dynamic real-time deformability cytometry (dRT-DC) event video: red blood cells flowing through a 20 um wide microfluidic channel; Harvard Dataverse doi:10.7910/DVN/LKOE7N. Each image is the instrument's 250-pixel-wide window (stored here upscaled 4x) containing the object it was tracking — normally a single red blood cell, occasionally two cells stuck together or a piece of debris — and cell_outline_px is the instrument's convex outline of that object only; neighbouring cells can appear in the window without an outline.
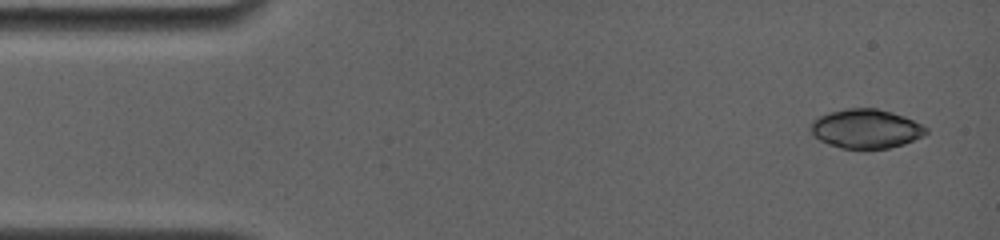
{"species": "common noctule bat (a hibernating species)", "species_latin": "Nyctalus noctula", "temperature_condition": "room temperature", "stored_images_in_passage": 5, "camera_frame_rate_fps": 4000, "um_per_image_px": 0.085, "animal": {"sex": "female", "body_mass_g": 19.0, "forearm_length_mm": 56.7}, "frame": {"image": 1, "passage_image": 1, "time_ms": 0.0, "image_size_px": [1000, 240], "cell_outline_px": [[928, 132], [924, 136], [904, 144], [888, 148], [840, 148], [828, 144], [820, 140], [812, 132], [808, 124], [812, 120], [828, 112], [848, 108], [876, 108], [892, 112], [904, 116], [928, 128]], "centroid_in_image_um": [73.6, 10.93], "position_along_channel_um": 11.4, "area_um2": 26.3}}
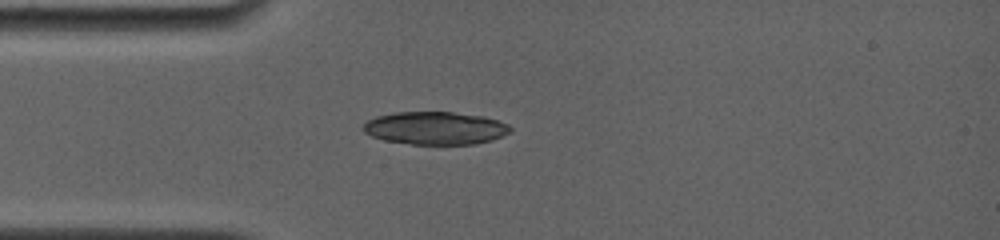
{"frame": {"image": 2, "passage_image": 5, "time_ms": 3.5, "image_size_px": [1000, 240], "cell_outline_px": [[512, 128], [508, 132], [492, 140], [476, 144], [412, 144], [384, 140], [372, 136], [364, 132], [360, 128], [368, 120], [376, 116], [396, 112], [452, 112], [484, 116], [508, 124]], "centroid_in_image_um": [36.97, 10.89], "position_along_channel_um": 48.0, "area_um2": 28.09}}